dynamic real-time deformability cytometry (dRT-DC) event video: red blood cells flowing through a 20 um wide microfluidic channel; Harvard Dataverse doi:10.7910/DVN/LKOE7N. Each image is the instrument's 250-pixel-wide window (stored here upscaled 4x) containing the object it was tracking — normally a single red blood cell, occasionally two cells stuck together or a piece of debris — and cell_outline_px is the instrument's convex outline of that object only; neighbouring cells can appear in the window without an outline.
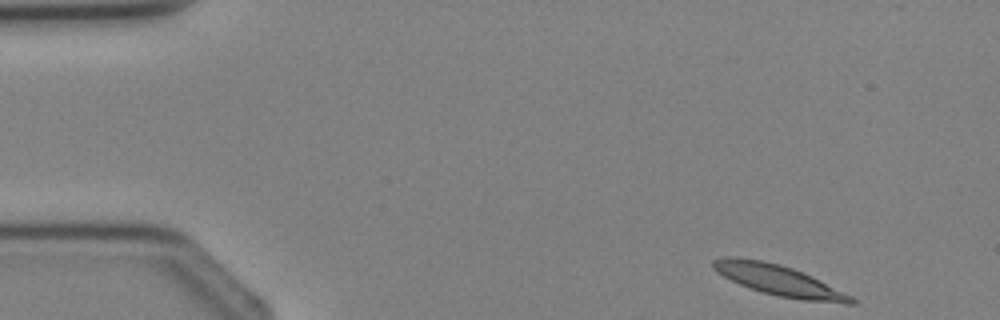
{"species": "Egyptian fruit bat (a non-hibernating species)", "species_latin": "Rousettus aegyptiacus", "temperature_condition": "cold", "stored_images_in_passage": 4, "segment_of_instrument_passage": [1, 2], "camera_frame_rate_fps": 3000, "um_per_image_px": 0.085, "animal": {"sex": "female"}, "frame": {"image": 1, "passage_image": 1, "time_ms": 0.0, "image_size_px": [1000, 320], "cell_outline_px": [[856, 304], [844, 304], [804, 300], [780, 296], [764, 292], [740, 284], [716, 272], [712, 268], [712, 260], [724, 256], [736, 256], [760, 260], [780, 264], [792, 268], [812, 276], [852, 296], [856, 300]], "centroid_in_image_um": [66.2, 23.81], "position_along_channel_um": 18.8, "area_um2": 24.45}}
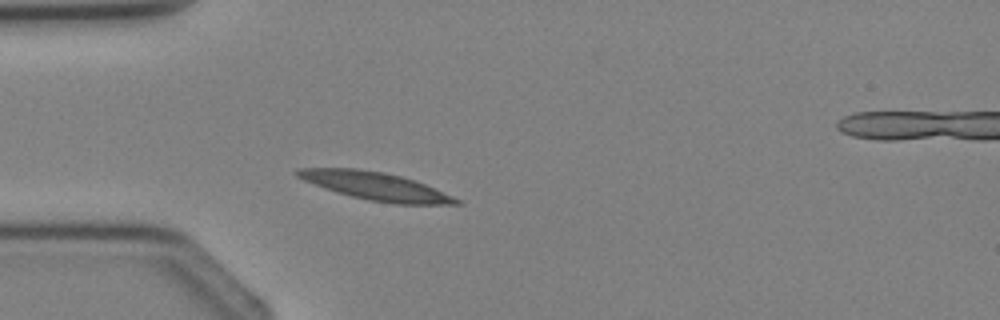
{"frame": {"image": 2, "passage_image": 3, "time_ms": 2.333, "image_size_px": [1000, 320], "cell_outline_px": [[464, 204], [392, 204], [368, 200], [336, 192], [324, 188], [304, 180], [296, 176], [292, 172], [296, 168], [356, 168], [384, 172], [400, 176], [424, 184], [452, 196], [460, 200]], "centroid_in_image_um": [31.87, 15.81], "position_along_channel_um": 53.1, "area_um2": 25.66}}